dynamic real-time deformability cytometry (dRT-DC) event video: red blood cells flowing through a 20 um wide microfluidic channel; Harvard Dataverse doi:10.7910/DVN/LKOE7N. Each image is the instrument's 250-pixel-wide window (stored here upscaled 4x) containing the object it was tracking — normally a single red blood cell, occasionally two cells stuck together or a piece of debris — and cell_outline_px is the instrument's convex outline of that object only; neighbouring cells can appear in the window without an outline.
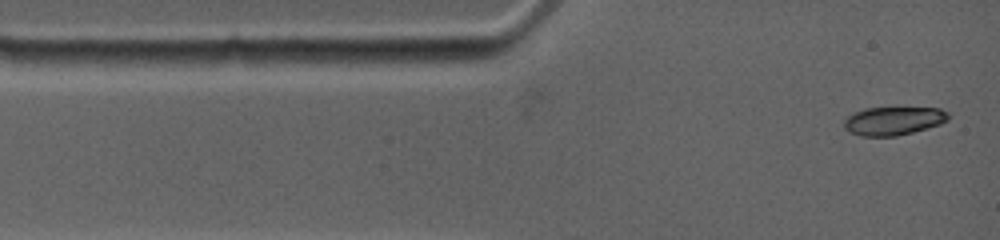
{"species": "common noctule bat (a hibernating species)", "species_latin": "Nyctalus noctula", "temperature_condition": "warm", "stored_images_in_passage": 43, "camera_frame_rate_fps": 4500, "um_per_image_px": 0.085, "animal": {"sex": "female", "body_mass_g": 19.0, "forearm_length_mm": 53.3}, "frame": {"image": 1, "passage_image": 1, "time_ms": 0.0, "image_size_px": [1000, 240], "cell_outline_px": [[948, 120], [940, 124], [928, 128], [896, 136], [860, 136], [848, 132], [844, 128], [844, 120], [848, 116], [864, 108], [940, 108], [948, 112]], "centroid_in_image_um": [75.93, 10.28], "position_along_channel_um": 9.1, "area_um2": 17.22}}
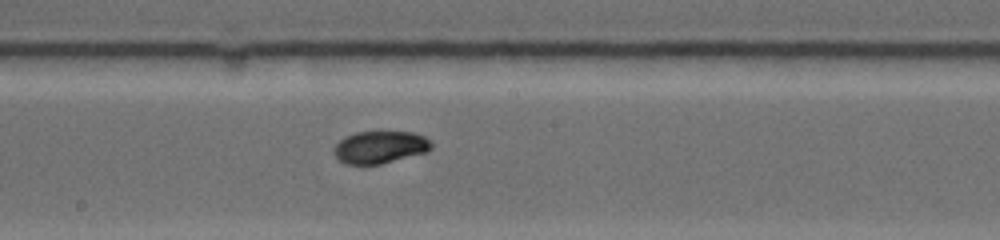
{"frame": {"image": 2, "passage_image": 13, "time_ms": 6.444, "image_size_px": [1000, 240], "cell_outline_px": [[432, 148], [428, 152], [380, 164], [344, 164], [332, 152], [332, 148], [344, 136], [356, 132], [412, 132], [424, 136], [432, 144]], "centroid_in_image_um": [32.28, 12.51], "position_along_channel_um": 215.9, "area_um2": 18.44}}
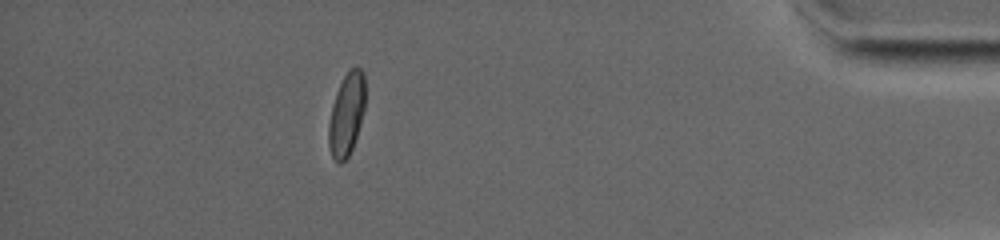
{"frame": {"image": 3, "passage_image": 29, "time_ms": 13.111, "image_size_px": [1000, 240], "cell_outline_px": [[364, 112], [352, 148], [348, 156], [340, 164], [336, 164], [332, 156], [328, 144], [328, 124], [332, 104], [336, 92], [348, 68], [356, 64], [364, 72]], "centroid_in_image_um": [29.44, 9.69], "position_along_channel_um": 405.8, "area_um2": 17.8}, "authors_computed_cell_mechanics": {"area_um2": 18.0914, "velocity_mm_per_s": 3.7783, "shape_relaxation_time_tau1_ms": 7.838, "shape_relaxation_time_tau2_ms": 3.1225, "deformation_change_tau1": 0.2132, "deformation_change_tau2": 0.0336}}